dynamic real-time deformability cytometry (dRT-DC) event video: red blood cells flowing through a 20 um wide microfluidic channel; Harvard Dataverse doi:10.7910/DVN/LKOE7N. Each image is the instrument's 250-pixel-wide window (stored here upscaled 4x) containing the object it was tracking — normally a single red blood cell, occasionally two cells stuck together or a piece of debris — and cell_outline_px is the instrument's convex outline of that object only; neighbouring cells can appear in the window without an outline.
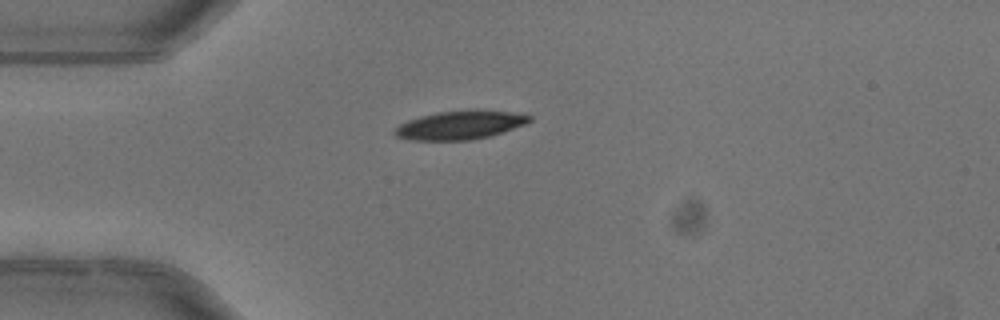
{"species": "common noctule bat (a hibernating species)", "species_latin": "Nyctalus noctula", "temperature_condition": "warm", "stored_images_in_passage": 2, "camera_frame_rate_fps": 3000, "um_per_image_px": 0.085, "animal": {"sex": "female"}, "frame": {"image": 1, "passage_image": 1, "time_ms": 0.0, "image_size_px": [1000, 320], "cell_outline_px": [[532, 120], [524, 124], [488, 136], [468, 140], [412, 140], [396, 136], [392, 132], [400, 124], [408, 120], [420, 116], [436, 112], [468, 108], [476, 108], [508, 112], [532, 116]], "centroid_in_image_um": [39.07, 10.6], "position_along_channel_um": 45.9, "area_um2": 22.54}}